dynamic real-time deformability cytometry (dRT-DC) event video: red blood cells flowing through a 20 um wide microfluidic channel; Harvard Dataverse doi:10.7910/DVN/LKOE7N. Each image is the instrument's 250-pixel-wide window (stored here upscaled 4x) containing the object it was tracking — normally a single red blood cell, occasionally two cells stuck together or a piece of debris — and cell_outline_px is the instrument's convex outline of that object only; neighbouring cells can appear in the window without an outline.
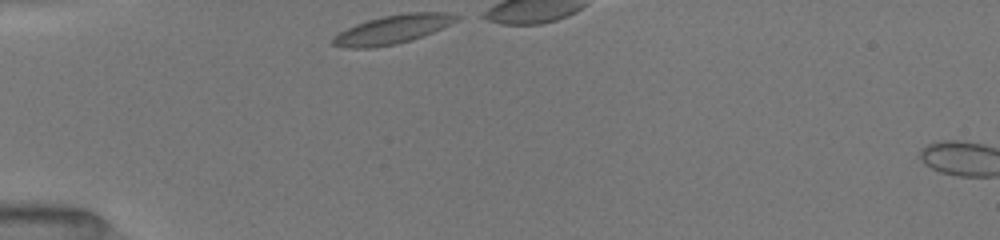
{"species": "common noctule bat (a hibernating species)", "species_latin": "Nyctalus noctula", "temperature_condition": "room temperature", "stored_images_in_passage": 5, "camera_frame_rate_fps": 3000, "um_per_image_px": 0.085, "animal": {"sex": "female", "body_mass_g": 19.5, "forearm_length_mm": 54.1}, "frame": {"image": 1, "passage_image": 1, "time_ms": 0.0, "image_size_px": [1000, 240], "cell_outline_px": [[460, 20], [432, 32], [396, 44], [372, 48], [348, 48], [332, 44], [332, 36], [356, 24], [368, 20], [384, 16], [404, 12], [448, 12], [460, 16]], "centroid_in_image_um": [33.39, 2.49], "position_along_channel_um": 51.6, "area_um2": 20.52}}